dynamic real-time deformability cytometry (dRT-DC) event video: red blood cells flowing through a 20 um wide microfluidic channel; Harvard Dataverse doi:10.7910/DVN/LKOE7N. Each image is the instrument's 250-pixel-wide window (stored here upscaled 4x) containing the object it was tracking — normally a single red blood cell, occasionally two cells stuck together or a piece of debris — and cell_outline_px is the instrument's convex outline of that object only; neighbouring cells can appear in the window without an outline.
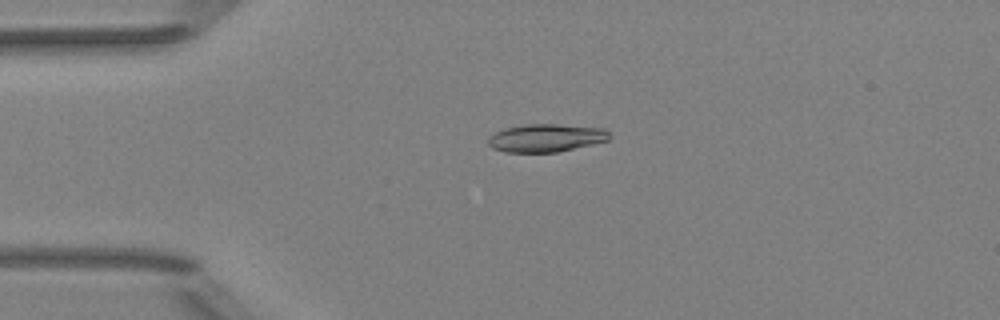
{"species": "Egyptian fruit bat (a non-hibernating species)", "species_latin": "Rousettus aegyptiacus", "temperature_condition": "room temperature", "stored_images_in_passage": 48, "camera_frame_rate_fps": 3000, "um_per_image_px": 0.085, "animal": {"sex": "female"}, "frame": {"image": 1, "passage_image": 9, "time_ms": 2.667, "image_size_px": [1000, 320], "cell_outline_px": [[608, 140], [592, 144], [556, 152], [504, 152], [492, 148], [488, 144], [488, 136], [504, 128], [524, 124], [556, 124], [604, 128], [608, 132]], "centroid_in_image_um": [46.35, 11.72], "position_along_channel_um": 38.6, "area_um2": 19.65}}
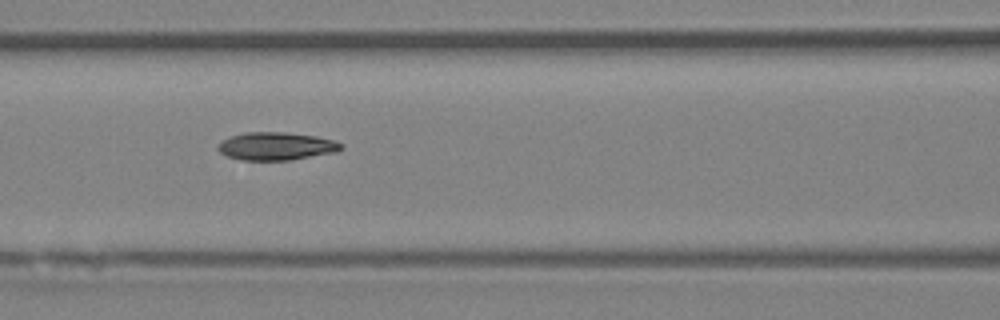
{"frame": {"image": 2, "passage_image": 19, "time_ms": 6.0, "image_size_px": [1000, 320], "cell_outline_px": [[344, 148], [336, 152], [292, 160], [244, 160], [228, 156], [220, 152], [216, 148], [224, 140], [232, 136], [244, 132], [284, 132], [316, 136], [336, 140], [344, 144]], "centroid_in_image_um": [23.55, 12.42], "position_along_channel_um": 143.0, "area_um2": 20.06}}
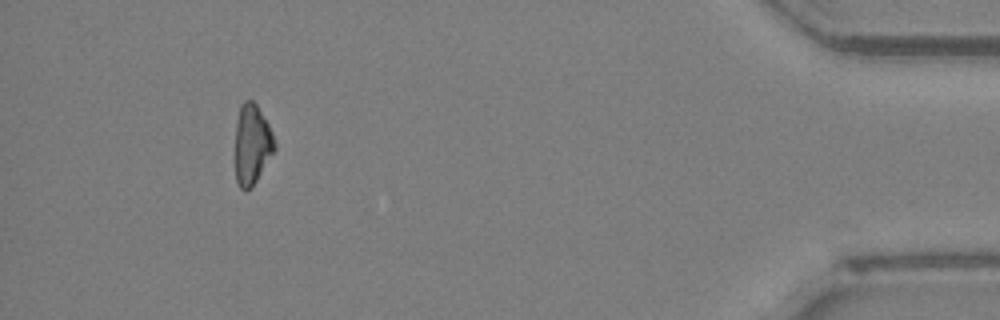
{"frame": {"image": 3, "passage_image": 44, "time_ms": 14.333, "image_size_px": [1000, 320], "cell_outline_px": [[276, 148], [252, 188], [244, 192], [240, 188], [236, 180], [236, 120], [240, 104], [244, 100], [252, 100], [256, 104], [268, 124], [272, 132], [276, 144]], "centroid_in_image_um": [21.42, 12.28], "position_along_channel_um": 413.8, "area_um2": 18.44}, "authors_computed_cell_mechanics": {"area_um2": 19.7387, "velocity_mm_per_s": 4.0472, "shape_relaxation_time_tau1_ms": 9.8584, "shape_relaxation_time_tau2_ms": 8.6368, "deformation_change_tau1": 0.2153, "deformation_change_tau2": 0.1383}}